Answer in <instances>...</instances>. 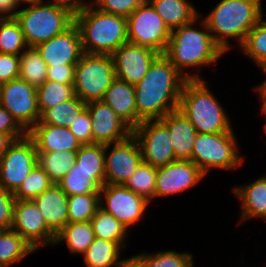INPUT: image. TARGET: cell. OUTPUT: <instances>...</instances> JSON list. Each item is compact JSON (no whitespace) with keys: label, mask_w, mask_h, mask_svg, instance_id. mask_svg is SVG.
I'll return each mask as SVG.
<instances>
[{"label":"cell","mask_w":266,"mask_h":267,"mask_svg":"<svg viewBox=\"0 0 266 267\" xmlns=\"http://www.w3.org/2000/svg\"><path fill=\"white\" fill-rule=\"evenodd\" d=\"M187 79L170 60L160 54L135 88L137 126L145 120L161 119L179 108L180 94Z\"/></svg>","instance_id":"cell-1"},{"label":"cell","mask_w":266,"mask_h":267,"mask_svg":"<svg viewBox=\"0 0 266 267\" xmlns=\"http://www.w3.org/2000/svg\"><path fill=\"white\" fill-rule=\"evenodd\" d=\"M201 16L200 14L190 23L172 30L164 53L187 80H203L199 73L186 72L188 67L200 69L202 66H210L214 63L216 65L219 62L218 59L225 54L214 42L203 18L200 20ZM199 21L203 30L195 27Z\"/></svg>","instance_id":"cell-2"},{"label":"cell","mask_w":266,"mask_h":267,"mask_svg":"<svg viewBox=\"0 0 266 267\" xmlns=\"http://www.w3.org/2000/svg\"><path fill=\"white\" fill-rule=\"evenodd\" d=\"M204 17L214 42L226 54L232 47L229 39H237L240 47L249 31L263 18V9L261 0H221Z\"/></svg>","instance_id":"cell-3"},{"label":"cell","mask_w":266,"mask_h":267,"mask_svg":"<svg viewBox=\"0 0 266 267\" xmlns=\"http://www.w3.org/2000/svg\"><path fill=\"white\" fill-rule=\"evenodd\" d=\"M84 53L112 55L128 42L127 18L100 11L92 2L74 13Z\"/></svg>","instance_id":"cell-4"},{"label":"cell","mask_w":266,"mask_h":267,"mask_svg":"<svg viewBox=\"0 0 266 267\" xmlns=\"http://www.w3.org/2000/svg\"><path fill=\"white\" fill-rule=\"evenodd\" d=\"M206 82L204 79L187 80L180 94L178 109L194 125L197 133L230 132L231 120Z\"/></svg>","instance_id":"cell-5"},{"label":"cell","mask_w":266,"mask_h":267,"mask_svg":"<svg viewBox=\"0 0 266 267\" xmlns=\"http://www.w3.org/2000/svg\"><path fill=\"white\" fill-rule=\"evenodd\" d=\"M14 18L29 47L46 42L74 23V13L70 9L45 1L19 9Z\"/></svg>","instance_id":"cell-6"},{"label":"cell","mask_w":266,"mask_h":267,"mask_svg":"<svg viewBox=\"0 0 266 267\" xmlns=\"http://www.w3.org/2000/svg\"><path fill=\"white\" fill-rule=\"evenodd\" d=\"M232 129L222 133H197L193 144V161L207 175L210 169L235 170L243 164Z\"/></svg>","instance_id":"cell-7"},{"label":"cell","mask_w":266,"mask_h":267,"mask_svg":"<svg viewBox=\"0 0 266 267\" xmlns=\"http://www.w3.org/2000/svg\"><path fill=\"white\" fill-rule=\"evenodd\" d=\"M115 78L112 55L83 53L75 68V95L85 103L103 100Z\"/></svg>","instance_id":"cell-8"},{"label":"cell","mask_w":266,"mask_h":267,"mask_svg":"<svg viewBox=\"0 0 266 267\" xmlns=\"http://www.w3.org/2000/svg\"><path fill=\"white\" fill-rule=\"evenodd\" d=\"M127 30L128 42L165 53L171 31L147 0L127 18Z\"/></svg>","instance_id":"cell-9"},{"label":"cell","mask_w":266,"mask_h":267,"mask_svg":"<svg viewBox=\"0 0 266 267\" xmlns=\"http://www.w3.org/2000/svg\"><path fill=\"white\" fill-rule=\"evenodd\" d=\"M38 164V154L32 139L26 134L14 140L0 159V188L14 193Z\"/></svg>","instance_id":"cell-10"},{"label":"cell","mask_w":266,"mask_h":267,"mask_svg":"<svg viewBox=\"0 0 266 267\" xmlns=\"http://www.w3.org/2000/svg\"><path fill=\"white\" fill-rule=\"evenodd\" d=\"M149 204L124 185L104 184L99 191V207L128 229L141 221Z\"/></svg>","instance_id":"cell-11"},{"label":"cell","mask_w":266,"mask_h":267,"mask_svg":"<svg viewBox=\"0 0 266 267\" xmlns=\"http://www.w3.org/2000/svg\"><path fill=\"white\" fill-rule=\"evenodd\" d=\"M36 88L22 79L1 85L0 105L28 132L40 118Z\"/></svg>","instance_id":"cell-12"},{"label":"cell","mask_w":266,"mask_h":267,"mask_svg":"<svg viewBox=\"0 0 266 267\" xmlns=\"http://www.w3.org/2000/svg\"><path fill=\"white\" fill-rule=\"evenodd\" d=\"M143 162L160 167L176 161L167 126L160 120H145L132 129Z\"/></svg>","instance_id":"cell-13"},{"label":"cell","mask_w":266,"mask_h":267,"mask_svg":"<svg viewBox=\"0 0 266 267\" xmlns=\"http://www.w3.org/2000/svg\"><path fill=\"white\" fill-rule=\"evenodd\" d=\"M142 161L141 149L133 134L123 141L105 145V184L124 185Z\"/></svg>","instance_id":"cell-14"},{"label":"cell","mask_w":266,"mask_h":267,"mask_svg":"<svg viewBox=\"0 0 266 267\" xmlns=\"http://www.w3.org/2000/svg\"><path fill=\"white\" fill-rule=\"evenodd\" d=\"M11 229L18 232L35 251L40 246H54L56 235L47 227L33 200L16 199Z\"/></svg>","instance_id":"cell-15"},{"label":"cell","mask_w":266,"mask_h":267,"mask_svg":"<svg viewBox=\"0 0 266 267\" xmlns=\"http://www.w3.org/2000/svg\"><path fill=\"white\" fill-rule=\"evenodd\" d=\"M205 176L204 172L191 160H176L157 167L154 199L183 193L198 185Z\"/></svg>","instance_id":"cell-16"},{"label":"cell","mask_w":266,"mask_h":267,"mask_svg":"<svg viewBox=\"0 0 266 267\" xmlns=\"http://www.w3.org/2000/svg\"><path fill=\"white\" fill-rule=\"evenodd\" d=\"M91 126L92 143L108 145L127 139L132 128L103 100L86 103Z\"/></svg>","instance_id":"cell-17"},{"label":"cell","mask_w":266,"mask_h":267,"mask_svg":"<svg viewBox=\"0 0 266 267\" xmlns=\"http://www.w3.org/2000/svg\"><path fill=\"white\" fill-rule=\"evenodd\" d=\"M159 55L150 48L124 43L112 54L116 78L136 85Z\"/></svg>","instance_id":"cell-18"},{"label":"cell","mask_w":266,"mask_h":267,"mask_svg":"<svg viewBox=\"0 0 266 267\" xmlns=\"http://www.w3.org/2000/svg\"><path fill=\"white\" fill-rule=\"evenodd\" d=\"M35 48L47 66L77 64L84 53L81 35L75 23L64 32L55 35Z\"/></svg>","instance_id":"cell-19"},{"label":"cell","mask_w":266,"mask_h":267,"mask_svg":"<svg viewBox=\"0 0 266 267\" xmlns=\"http://www.w3.org/2000/svg\"><path fill=\"white\" fill-rule=\"evenodd\" d=\"M27 135L34 142L37 153L77 151L82 146L68 127L35 124Z\"/></svg>","instance_id":"cell-20"},{"label":"cell","mask_w":266,"mask_h":267,"mask_svg":"<svg viewBox=\"0 0 266 267\" xmlns=\"http://www.w3.org/2000/svg\"><path fill=\"white\" fill-rule=\"evenodd\" d=\"M33 201L42 213L47 227L55 235L69 222L68 195L58 184L53 183Z\"/></svg>","instance_id":"cell-21"},{"label":"cell","mask_w":266,"mask_h":267,"mask_svg":"<svg viewBox=\"0 0 266 267\" xmlns=\"http://www.w3.org/2000/svg\"><path fill=\"white\" fill-rule=\"evenodd\" d=\"M170 134L171 145L177 160H191L197 135L194 125L179 110L167 113L160 119Z\"/></svg>","instance_id":"cell-22"},{"label":"cell","mask_w":266,"mask_h":267,"mask_svg":"<svg viewBox=\"0 0 266 267\" xmlns=\"http://www.w3.org/2000/svg\"><path fill=\"white\" fill-rule=\"evenodd\" d=\"M233 193L241 203V216L238 222L262 218L266 222V176H262L244 186H235Z\"/></svg>","instance_id":"cell-23"},{"label":"cell","mask_w":266,"mask_h":267,"mask_svg":"<svg viewBox=\"0 0 266 267\" xmlns=\"http://www.w3.org/2000/svg\"><path fill=\"white\" fill-rule=\"evenodd\" d=\"M103 101L132 129L137 127V109L134 85L115 78L106 90Z\"/></svg>","instance_id":"cell-24"},{"label":"cell","mask_w":266,"mask_h":267,"mask_svg":"<svg viewBox=\"0 0 266 267\" xmlns=\"http://www.w3.org/2000/svg\"><path fill=\"white\" fill-rule=\"evenodd\" d=\"M68 195L99 194L105 184V172H87L73 164L72 169L57 183Z\"/></svg>","instance_id":"cell-25"},{"label":"cell","mask_w":266,"mask_h":267,"mask_svg":"<svg viewBox=\"0 0 266 267\" xmlns=\"http://www.w3.org/2000/svg\"><path fill=\"white\" fill-rule=\"evenodd\" d=\"M162 17L167 28L172 31L190 23L200 13L188 0H147Z\"/></svg>","instance_id":"cell-26"},{"label":"cell","mask_w":266,"mask_h":267,"mask_svg":"<svg viewBox=\"0 0 266 267\" xmlns=\"http://www.w3.org/2000/svg\"><path fill=\"white\" fill-rule=\"evenodd\" d=\"M94 239L95 234L90 221L68 222L56 235L54 245L66 242L71 255L83 254Z\"/></svg>","instance_id":"cell-27"},{"label":"cell","mask_w":266,"mask_h":267,"mask_svg":"<svg viewBox=\"0 0 266 267\" xmlns=\"http://www.w3.org/2000/svg\"><path fill=\"white\" fill-rule=\"evenodd\" d=\"M33 247L16 231L0 230V267H10L34 253Z\"/></svg>","instance_id":"cell-28"},{"label":"cell","mask_w":266,"mask_h":267,"mask_svg":"<svg viewBox=\"0 0 266 267\" xmlns=\"http://www.w3.org/2000/svg\"><path fill=\"white\" fill-rule=\"evenodd\" d=\"M123 248L118 242L95 238L82 254L86 267H117Z\"/></svg>","instance_id":"cell-29"},{"label":"cell","mask_w":266,"mask_h":267,"mask_svg":"<svg viewBox=\"0 0 266 267\" xmlns=\"http://www.w3.org/2000/svg\"><path fill=\"white\" fill-rule=\"evenodd\" d=\"M90 223L95 238L118 242L123 249L125 248V241L130 229L119 222L112 214L105 212L99 207L91 218Z\"/></svg>","instance_id":"cell-30"},{"label":"cell","mask_w":266,"mask_h":267,"mask_svg":"<svg viewBox=\"0 0 266 267\" xmlns=\"http://www.w3.org/2000/svg\"><path fill=\"white\" fill-rule=\"evenodd\" d=\"M86 108V103L76 95L68 101L45 110L36 124L69 127Z\"/></svg>","instance_id":"cell-31"},{"label":"cell","mask_w":266,"mask_h":267,"mask_svg":"<svg viewBox=\"0 0 266 267\" xmlns=\"http://www.w3.org/2000/svg\"><path fill=\"white\" fill-rule=\"evenodd\" d=\"M77 151H55L38 154L39 166L48 174L49 179L57 184L76 162Z\"/></svg>","instance_id":"cell-32"},{"label":"cell","mask_w":266,"mask_h":267,"mask_svg":"<svg viewBox=\"0 0 266 267\" xmlns=\"http://www.w3.org/2000/svg\"><path fill=\"white\" fill-rule=\"evenodd\" d=\"M19 79L25 80L36 89L40 87L47 77V64L35 47H28L20 55Z\"/></svg>","instance_id":"cell-33"},{"label":"cell","mask_w":266,"mask_h":267,"mask_svg":"<svg viewBox=\"0 0 266 267\" xmlns=\"http://www.w3.org/2000/svg\"><path fill=\"white\" fill-rule=\"evenodd\" d=\"M74 84H63L46 80L37 88V104L40 115L55 105L68 101L75 96Z\"/></svg>","instance_id":"cell-34"},{"label":"cell","mask_w":266,"mask_h":267,"mask_svg":"<svg viewBox=\"0 0 266 267\" xmlns=\"http://www.w3.org/2000/svg\"><path fill=\"white\" fill-rule=\"evenodd\" d=\"M239 48L266 74V19L262 18L249 31Z\"/></svg>","instance_id":"cell-35"},{"label":"cell","mask_w":266,"mask_h":267,"mask_svg":"<svg viewBox=\"0 0 266 267\" xmlns=\"http://www.w3.org/2000/svg\"><path fill=\"white\" fill-rule=\"evenodd\" d=\"M28 47L15 18H0V53L20 56Z\"/></svg>","instance_id":"cell-36"},{"label":"cell","mask_w":266,"mask_h":267,"mask_svg":"<svg viewBox=\"0 0 266 267\" xmlns=\"http://www.w3.org/2000/svg\"><path fill=\"white\" fill-rule=\"evenodd\" d=\"M156 175L157 167L142 161L124 186L152 202L156 188Z\"/></svg>","instance_id":"cell-37"},{"label":"cell","mask_w":266,"mask_h":267,"mask_svg":"<svg viewBox=\"0 0 266 267\" xmlns=\"http://www.w3.org/2000/svg\"><path fill=\"white\" fill-rule=\"evenodd\" d=\"M52 184L48 174L37 164L13 195L17 200H33Z\"/></svg>","instance_id":"cell-38"},{"label":"cell","mask_w":266,"mask_h":267,"mask_svg":"<svg viewBox=\"0 0 266 267\" xmlns=\"http://www.w3.org/2000/svg\"><path fill=\"white\" fill-rule=\"evenodd\" d=\"M136 255L143 261L145 267H194L193 255L188 252L168 250Z\"/></svg>","instance_id":"cell-39"},{"label":"cell","mask_w":266,"mask_h":267,"mask_svg":"<svg viewBox=\"0 0 266 267\" xmlns=\"http://www.w3.org/2000/svg\"><path fill=\"white\" fill-rule=\"evenodd\" d=\"M99 208V194H76L68 196L69 222H87Z\"/></svg>","instance_id":"cell-40"},{"label":"cell","mask_w":266,"mask_h":267,"mask_svg":"<svg viewBox=\"0 0 266 267\" xmlns=\"http://www.w3.org/2000/svg\"><path fill=\"white\" fill-rule=\"evenodd\" d=\"M75 163L87 172H105V145L82 144L76 152Z\"/></svg>","instance_id":"cell-41"},{"label":"cell","mask_w":266,"mask_h":267,"mask_svg":"<svg viewBox=\"0 0 266 267\" xmlns=\"http://www.w3.org/2000/svg\"><path fill=\"white\" fill-rule=\"evenodd\" d=\"M146 0H92V4L102 12L128 18Z\"/></svg>","instance_id":"cell-42"},{"label":"cell","mask_w":266,"mask_h":267,"mask_svg":"<svg viewBox=\"0 0 266 267\" xmlns=\"http://www.w3.org/2000/svg\"><path fill=\"white\" fill-rule=\"evenodd\" d=\"M81 144H92V126L88 109L85 108L68 127Z\"/></svg>","instance_id":"cell-43"},{"label":"cell","mask_w":266,"mask_h":267,"mask_svg":"<svg viewBox=\"0 0 266 267\" xmlns=\"http://www.w3.org/2000/svg\"><path fill=\"white\" fill-rule=\"evenodd\" d=\"M15 201L13 193L0 188V230L11 229Z\"/></svg>","instance_id":"cell-44"},{"label":"cell","mask_w":266,"mask_h":267,"mask_svg":"<svg viewBox=\"0 0 266 267\" xmlns=\"http://www.w3.org/2000/svg\"><path fill=\"white\" fill-rule=\"evenodd\" d=\"M20 56L0 53V83L19 77Z\"/></svg>","instance_id":"cell-45"},{"label":"cell","mask_w":266,"mask_h":267,"mask_svg":"<svg viewBox=\"0 0 266 267\" xmlns=\"http://www.w3.org/2000/svg\"><path fill=\"white\" fill-rule=\"evenodd\" d=\"M0 133L9 135L13 140L24 137L27 132L17 123L12 115L0 105Z\"/></svg>","instance_id":"cell-46"},{"label":"cell","mask_w":266,"mask_h":267,"mask_svg":"<svg viewBox=\"0 0 266 267\" xmlns=\"http://www.w3.org/2000/svg\"><path fill=\"white\" fill-rule=\"evenodd\" d=\"M76 64H63V66H48L46 80L63 84H74Z\"/></svg>","instance_id":"cell-47"},{"label":"cell","mask_w":266,"mask_h":267,"mask_svg":"<svg viewBox=\"0 0 266 267\" xmlns=\"http://www.w3.org/2000/svg\"><path fill=\"white\" fill-rule=\"evenodd\" d=\"M19 9L16 0H0V18H12Z\"/></svg>","instance_id":"cell-48"},{"label":"cell","mask_w":266,"mask_h":267,"mask_svg":"<svg viewBox=\"0 0 266 267\" xmlns=\"http://www.w3.org/2000/svg\"><path fill=\"white\" fill-rule=\"evenodd\" d=\"M54 4H58L64 7H67L68 9H70L73 13H76L78 11H81L82 9H84L86 6H88L89 4H91L90 2H85V0H51L48 1Z\"/></svg>","instance_id":"cell-49"},{"label":"cell","mask_w":266,"mask_h":267,"mask_svg":"<svg viewBox=\"0 0 266 267\" xmlns=\"http://www.w3.org/2000/svg\"><path fill=\"white\" fill-rule=\"evenodd\" d=\"M254 92L256 91V93L258 92L259 97H260V101L262 102L261 105V113L266 117V78L263 81V83H261L260 85H258L257 87L253 88ZM266 126V123L264 124L263 127Z\"/></svg>","instance_id":"cell-50"},{"label":"cell","mask_w":266,"mask_h":267,"mask_svg":"<svg viewBox=\"0 0 266 267\" xmlns=\"http://www.w3.org/2000/svg\"><path fill=\"white\" fill-rule=\"evenodd\" d=\"M117 267H145L143 261L137 256L122 258Z\"/></svg>","instance_id":"cell-51"},{"label":"cell","mask_w":266,"mask_h":267,"mask_svg":"<svg viewBox=\"0 0 266 267\" xmlns=\"http://www.w3.org/2000/svg\"><path fill=\"white\" fill-rule=\"evenodd\" d=\"M14 140L7 134L0 133V159Z\"/></svg>","instance_id":"cell-52"},{"label":"cell","mask_w":266,"mask_h":267,"mask_svg":"<svg viewBox=\"0 0 266 267\" xmlns=\"http://www.w3.org/2000/svg\"><path fill=\"white\" fill-rule=\"evenodd\" d=\"M44 0H16L17 6L20 8L21 5L26 6V5H33V4H37L40 2H43ZM26 4V5H25Z\"/></svg>","instance_id":"cell-53"}]
</instances>
